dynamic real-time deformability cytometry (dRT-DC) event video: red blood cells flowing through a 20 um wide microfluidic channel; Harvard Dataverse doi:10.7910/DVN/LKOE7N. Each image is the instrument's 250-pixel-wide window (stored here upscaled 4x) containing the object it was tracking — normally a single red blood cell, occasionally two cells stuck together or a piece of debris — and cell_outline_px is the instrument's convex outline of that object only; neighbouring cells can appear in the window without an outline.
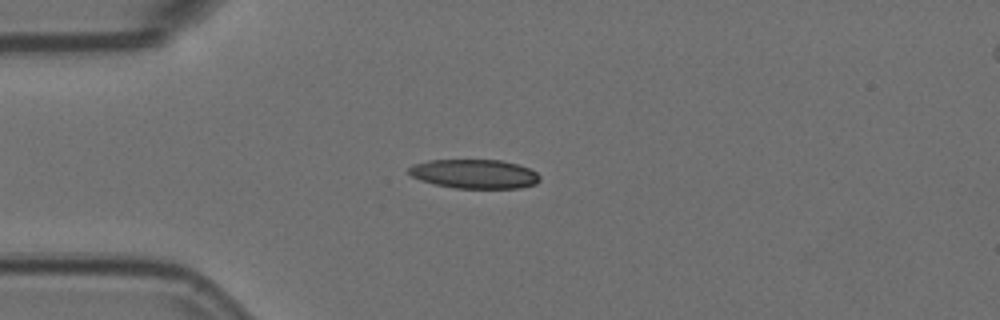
{"species": "Egyptian fruit bat (a non-hibernating species)", "species_latin": "Rousettus aegyptiacus", "temperature_condition": "room temperature", "stored_images_in_passage": 4, "camera_frame_rate_fps": 3000, "um_per_image_px": 0.085, "animal": {"sex": "female"}, "frame": {"image": 1, "passage_image": 2, "time_ms": 0.333, "image_size_px": [1000, 320], "cell_outline_px": [[540, 180], [536, 184], [520, 188], [452, 188], [420, 180], [412, 176], [408, 172], [408, 168], [412, 164], [428, 160], [500, 160], [516, 164], [528, 168], [536, 172], [540, 176]], "centroid_in_image_um": [40.31, 14.78], "position_along_channel_um": 44.7, "area_um2": 22.25}}
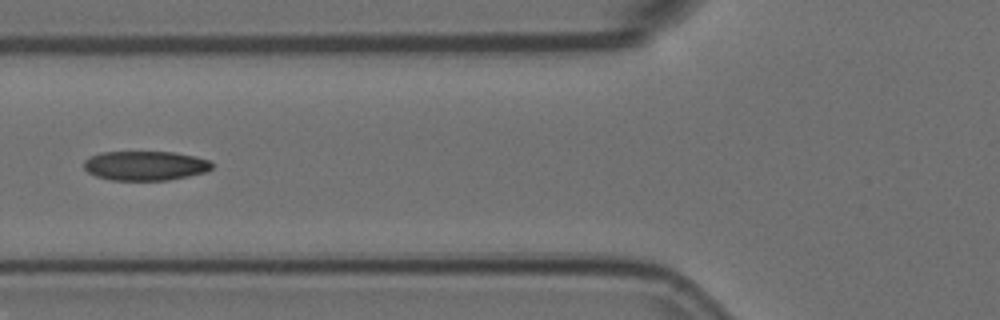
{"frame": {"image": 2, "passage_image": 4, "time_ms": 1.0, "image_size_px": [1000, 320], "cell_outline_px": [[212, 168], [204, 172], [188, 176], [168, 180], [112, 180], [96, 176], [88, 172], [84, 168], [84, 160], [88, 156], [100, 152], [172, 152], [196, 156], [212, 160]], "centroid_in_image_um": [12.34, 14.07], "position_along_channel_um": 113.5, "area_um2": 22.08}}